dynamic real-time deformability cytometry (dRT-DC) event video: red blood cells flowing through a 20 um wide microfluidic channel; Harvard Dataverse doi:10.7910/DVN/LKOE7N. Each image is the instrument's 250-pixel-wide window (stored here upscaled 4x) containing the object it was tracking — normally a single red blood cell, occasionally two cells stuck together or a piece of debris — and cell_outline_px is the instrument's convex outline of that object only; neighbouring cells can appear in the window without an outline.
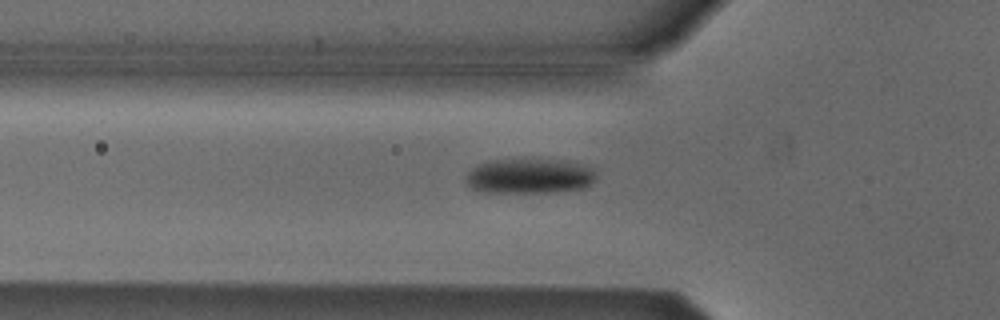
{"species": "Egyptian fruit bat (a non-hibernating species)", "species_latin": "Rousettus aegyptiacus", "temperature_condition": "cold", "stored_images_in_passage": 32, "camera_frame_rate_fps": 3000, "um_per_image_px": 0.085, "animal": {"sex": "male"}, "frame": {"image": 1, "passage_image": 4, "time_ms": 1.0, "image_size_px": [1000, 320], "cell_outline_px": [[596, 180], [592, 184], [584, 188], [556, 192], [484, 192], [472, 188], [464, 180], [464, 176], [472, 168], [488, 160], [568, 160], [584, 164], [596, 168]], "centroid_in_image_um": [45.07, 14.96], "position_along_channel_um": 80.7, "area_um2": 26.93}}
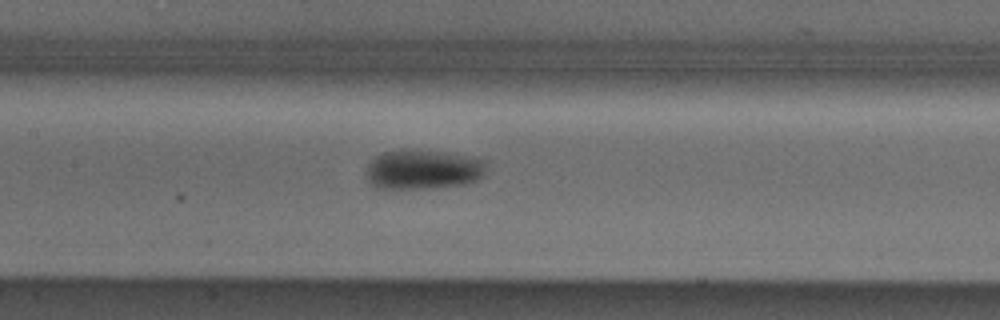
{"frame": {"image": 2, "passage_image": 11, "time_ms": 3.333, "image_size_px": [1000, 320], "cell_outline_px": [[484, 176], [476, 180], [464, 184], [432, 188], [376, 188], [364, 176], [364, 172], [368, 164], [376, 156], [384, 152], [408, 148], [444, 152], [484, 160]], "centroid_in_image_um": [35.89, 14.4], "position_along_channel_um": 171.5, "area_um2": 27.8}}
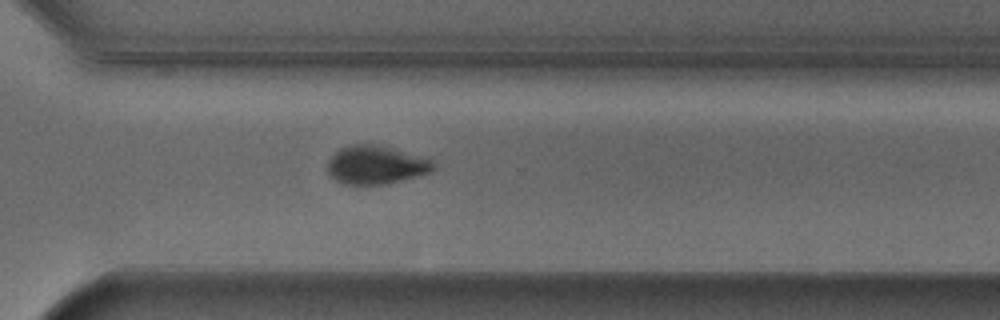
{"frame": {"image": 3, "passage_image": 24, "time_ms": 7.667, "image_size_px": [1000, 320], "cell_outline_px": [[436, 168], [432, 172], [384, 184], [344, 184], [336, 180], [328, 172], [328, 160], [340, 148], [352, 144], [372, 144], [388, 148], [432, 160], [436, 164]], "centroid_in_image_um": [31.94, 14.03], "position_along_channel_um": 338.7, "area_um2": 23.18}, "authors_computed_cell_mechanics": {"area_um2": 26.7903, "velocity_mm_per_s": 3.867, "shape_relaxation_time_tau1_ms": 1.9782, "shape_relaxation_time_tau2_ms": null, "deformation_change_tau1": 0.0964, "deformation_change_tau2": null}}